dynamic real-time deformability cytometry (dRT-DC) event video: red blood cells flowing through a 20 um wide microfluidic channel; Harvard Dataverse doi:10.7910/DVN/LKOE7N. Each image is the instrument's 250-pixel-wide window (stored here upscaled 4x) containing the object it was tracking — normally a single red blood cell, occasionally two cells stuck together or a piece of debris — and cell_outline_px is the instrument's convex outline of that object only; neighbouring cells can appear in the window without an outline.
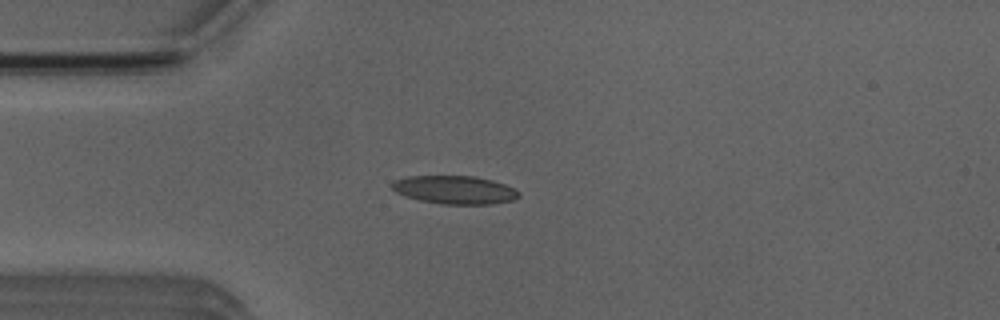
{"species": "Egyptian fruit bat (a non-hibernating species)", "species_latin": "Rousettus aegyptiacus", "temperature_condition": "room temperature", "stored_images_in_passage": 1, "camera_frame_rate_fps": 3000, "um_per_image_px": 0.085, "animal": {"sex": "male"}, "frame": {"image": 1, "passage_image": 1, "time_ms": 0.0, "image_size_px": [1000, 320], "cell_outline_px": [[520, 196], [512, 200], [492, 204], [440, 204], [420, 200], [404, 196], [396, 192], [388, 184], [396, 180], [408, 176], [476, 176], [492, 180], [516, 188], [520, 192]], "centroid_in_image_um": [38.65, 16.13], "position_along_channel_um": 46.3, "area_um2": 21.04}}